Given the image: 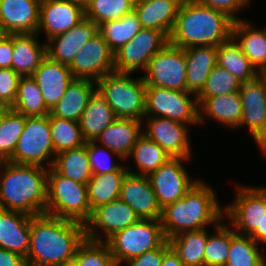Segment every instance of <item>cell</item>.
Instances as JSON below:
<instances>
[{
	"mask_svg": "<svg viewBox=\"0 0 266 266\" xmlns=\"http://www.w3.org/2000/svg\"><path fill=\"white\" fill-rule=\"evenodd\" d=\"M85 225L49 214L31 216L27 266H59L74 260Z\"/></svg>",
	"mask_w": 266,
	"mask_h": 266,
	"instance_id": "6da1fadb",
	"label": "cell"
},
{
	"mask_svg": "<svg viewBox=\"0 0 266 266\" xmlns=\"http://www.w3.org/2000/svg\"><path fill=\"white\" fill-rule=\"evenodd\" d=\"M221 206L216 189L199 180L184 197L162 208L160 222L165 238L168 240L184 231L216 227L224 219Z\"/></svg>",
	"mask_w": 266,
	"mask_h": 266,
	"instance_id": "7a4b0ae2",
	"label": "cell"
},
{
	"mask_svg": "<svg viewBox=\"0 0 266 266\" xmlns=\"http://www.w3.org/2000/svg\"><path fill=\"white\" fill-rule=\"evenodd\" d=\"M46 167L0 161V209L35 216L45 213Z\"/></svg>",
	"mask_w": 266,
	"mask_h": 266,
	"instance_id": "3957f363",
	"label": "cell"
},
{
	"mask_svg": "<svg viewBox=\"0 0 266 266\" xmlns=\"http://www.w3.org/2000/svg\"><path fill=\"white\" fill-rule=\"evenodd\" d=\"M233 24L234 20L221 11L196 0H183L169 43L183 49L192 46H219L232 37Z\"/></svg>",
	"mask_w": 266,
	"mask_h": 266,
	"instance_id": "277c9868",
	"label": "cell"
},
{
	"mask_svg": "<svg viewBox=\"0 0 266 266\" xmlns=\"http://www.w3.org/2000/svg\"><path fill=\"white\" fill-rule=\"evenodd\" d=\"M96 90L104 97L116 118L143 121L146 85L141 76L113 71L96 82Z\"/></svg>",
	"mask_w": 266,
	"mask_h": 266,
	"instance_id": "5b68a950",
	"label": "cell"
},
{
	"mask_svg": "<svg viewBox=\"0 0 266 266\" xmlns=\"http://www.w3.org/2000/svg\"><path fill=\"white\" fill-rule=\"evenodd\" d=\"M45 213L85 225L92 215L87 185L64 177L50 167Z\"/></svg>",
	"mask_w": 266,
	"mask_h": 266,
	"instance_id": "8992f818",
	"label": "cell"
},
{
	"mask_svg": "<svg viewBox=\"0 0 266 266\" xmlns=\"http://www.w3.org/2000/svg\"><path fill=\"white\" fill-rule=\"evenodd\" d=\"M235 198L224 206V220L237 234L250 236L263 244V221L266 214V186L235 185ZM262 243V244H261Z\"/></svg>",
	"mask_w": 266,
	"mask_h": 266,
	"instance_id": "52a82bcc",
	"label": "cell"
},
{
	"mask_svg": "<svg viewBox=\"0 0 266 266\" xmlns=\"http://www.w3.org/2000/svg\"><path fill=\"white\" fill-rule=\"evenodd\" d=\"M165 238L160 220L139 219L133 225L114 233L105 242L113 256L116 266L158 249Z\"/></svg>",
	"mask_w": 266,
	"mask_h": 266,
	"instance_id": "ba28073f",
	"label": "cell"
},
{
	"mask_svg": "<svg viewBox=\"0 0 266 266\" xmlns=\"http://www.w3.org/2000/svg\"><path fill=\"white\" fill-rule=\"evenodd\" d=\"M55 156L49 115L26 117L24 130L19 137L13 156L8 161L15 164L38 165L49 169Z\"/></svg>",
	"mask_w": 266,
	"mask_h": 266,
	"instance_id": "9c48e42d",
	"label": "cell"
},
{
	"mask_svg": "<svg viewBox=\"0 0 266 266\" xmlns=\"http://www.w3.org/2000/svg\"><path fill=\"white\" fill-rule=\"evenodd\" d=\"M145 116L164 117L186 125L198 126L197 96L187 91L146 86Z\"/></svg>",
	"mask_w": 266,
	"mask_h": 266,
	"instance_id": "30bf717a",
	"label": "cell"
},
{
	"mask_svg": "<svg viewBox=\"0 0 266 266\" xmlns=\"http://www.w3.org/2000/svg\"><path fill=\"white\" fill-rule=\"evenodd\" d=\"M142 79L146 86L186 91L184 49L167 43L150 59Z\"/></svg>",
	"mask_w": 266,
	"mask_h": 266,
	"instance_id": "8fae6325",
	"label": "cell"
},
{
	"mask_svg": "<svg viewBox=\"0 0 266 266\" xmlns=\"http://www.w3.org/2000/svg\"><path fill=\"white\" fill-rule=\"evenodd\" d=\"M243 115L238 128L247 127L254 142L266 156V77L242 82L239 90Z\"/></svg>",
	"mask_w": 266,
	"mask_h": 266,
	"instance_id": "7c38bea8",
	"label": "cell"
},
{
	"mask_svg": "<svg viewBox=\"0 0 266 266\" xmlns=\"http://www.w3.org/2000/svg\"><path fill=\"white\" fill-rule=\"evenodd\" d=\"M167 43L169 38L162 31L141 28L130 42L114 53V70L132 74L144 72L150 59Z\"/></svg>",
	"mask_w": 266,
	"mask_h": 266,
	"instance_id": "4fadbf2b",
	"label": "cell"
},
{
	"mask_svg": "<svg viewBox=\"0 0 266 266\" xmlns=\"http://www.w3.org/2000/svg\"><path fill=\"white\" fill-rule=\"evenodd\" d=\"M192 159L172 157L148 175L161 208L184 197L200 179H192L184 164Z\"/></svg>",
	"mask_w": 266,
	"mask_h": 266,
	"instance_id": "5bb4252c",
	"label": "cell"
},
{
	"mask_svg": "<svg viewBox=\"0 0 266 266\" xmlns=\"http://www.w3.org/2000/svg\"><path fill=\"white\" fill-rule=\"evenodd\" d=\"M142 122L143 134L162 147L171 157L193 159L190 125L152 116H144Z\"/></svg>",
	"mask_w": 266,
	"mask_h": 266,
	"instance_id": "9a60e30c",
	"label": "cell"
},
{
	"mask_svg": "<svg viewBox=\"0 0 266 266\" xmlns=\"http://www.w3.org/2000/svg\"><path fill=\"white\" fill-rule=\"evenodd\" d=\"M138 220L139 217L132 207L120 199L114 200L92 211L89 221L85 224L86 238L106 241L114 233L133 225Z\"/></svg>",
	"mask_w": 266,
	"mask_h": 266,
	"instance_id": "2e32d148",
	"label": "cell"
},
{
	"mask_svg": "<svg viewBox=\"0 0 266 266\" xmlns=\"http://www.w3.org/2000/svg\"><path fill=\"white\" fill-rule=\"evenodd\" d=\"M75 78L97 82L114 70V53L99 33L90 39L68 66Z\"/></svg>",
	"mask_w": 266,
	"mask_h": 266,
	"instance_id": "e0dca14e",
	"label": "cell"
},
{
	"mask_svg": "<svg viewBox=\"0 0 266 266\" xmlns=\"http://www.w3.org/2000/svg\"><path fill=\"white\" fill-rule=\"evenodd\" d=\"M85 18V10L71 0H41L37 34L45 40L73 28Z\"/></svg>",
	"mask_w": 266,
	"mask_h": 266,
	"instance_id": "ac0fdd59",
	"label": "cell"
},
{
	"mask_svg": "<svg viewBox=\"0 0 266 266\" xmlns=\"http://www.w3.org/2000/svg\"><path fill=\"white\" fill-rule=\"evenodd\" d=\"M99 33V25L85 17L73 28L46 41L47 56L69 66L78 51Z\"/></svg>",
	"mask_w": 266,
	"mask_h": 266,
	"instance_id": "d6986e66",
	"label": "cell"
},
{
	"mask_svg": "<svg viewBox=\"0 0 266 266\" xmlns=\"http://www.w3.org/2000/svg\"><path fill=\"white\" fill-rule=\"evenodd\" d=\"M119 199L132 207L139 219L160 220L162 208L148 176L127 173L121 184Z\"/></svg>",
	"mask_w": 266,
	"mask_h": 266,
	"instance_id": "ffe728a7",
	"label": "cell"
},
{
	"mask_svg": "<svg viewBox=\"0 0 266 266\" xmlns=\"http://www.w3.org/2000/svg\"><path fill=\"white\" fill-rule=\"evenodd\" d=\"M41 0H0L3 34L37 33Z\"/></svg>",
	"mask_w": 266,
	"mask_h": 266,
	"instance_id": "44dd1931",
	"label": "cell"
},
{
	"mask_svg": "<svg viewBox=\"0 0 266 266\" xmlns=\"http://www.w3.org/2000/svg\"><path fill=\"white\" fill-rule=\"evenodd\" d=\"M43 94L46 106L51 110L63 97L75 78L67 65L46 56L31 75Z\"/></svg>",
	"mask_w": 266,
	"mask_h": 266,
	"instance_id": "7402d4cb",
	"label": "cell"
},
{
	"mask_svg": "<svg viewBox=\"0 0 266 266\" xmlns=\"http://www.w3.org/2000/svg\"><path fill=\"white\" fill-rule=\"evenodd\" d=\"M198 106L200 126L205 125L207 120H214L225 128L230 127L235 130L241 124L243 108L239 91L206 97Z\"/></svg>",
	"mask_w": 266,
	"mask_h": 266,
	"instance_id": "603a6c76",
	"label": "cell"
},
{
	"mask_svg": "<svg viewBox=\"0 0 266 266\" xmlns=\"http://www.w3.org/2000/svg\"><path fill=\"white\" fill-rule=\"evenodd\" d=\"M31 215L0 209V248L26 259L30 245Z\"/></svg>",
	"mask_w": 266,
	"mask_h": 266,
	"instance_id": "cb8c5ba5",
	"label": "cell"
},
{
	"mask_svg": "<svg viewBox=\"0 0 266 266\" xmlns=\"http://www.w3.org/2000/svg\"><path fill=\"white\" fill-rule=\"evenodd\" d=\"M183 0H136L134 10L142 28L162 31L168 38Z\"/></svg>",
	"mask_w": 266,
	"mask_h": 266,
	"instance_id": "d4e9b609",
	"label": "cell"
},
{
	"mask_svg": "<svg viewBox=\"0 0 266 266\" xmlns=\"http://www.w3.org/2000/svg\"><path fill=\"white\" fill-rule=\"evenodd\" d=\"M143 134V122L135 119L116 118L95 140L101 146L120 155L124 160Z\"/></svg>",
	"mask_w": 266,
	"mask_h": 266,
	"instance_id": "484cf974",
	"label": "cell"
},
{
	"mask_svg": "<svg viewBox=\"0 0 266 266\" xmlns=\"http://www.w3.org/2000/svg\"><path fill=\"white\" fill-rule=\"evenodd\" d=\"M218 46H192L184 49L186 59V91L198 95L211 70L217 65Z\"/></svg>",
	"mask_w": 266,
	"mask_h": 266,
	"instance_id": "4316f807",
	"label": "cell"
},
{
	"mask_svg": "<svg viewBox=\"0 0 266 266\" xmlns=\"http://www.w3.org/2000/svg\"><path fill=\"white\" fill-rule=\"evenodd\" d=\"M37 33L13 34L11 69L21 76H31L47 56L46 41L39 42Z\"/></svg>",
	"mask_w": 266,
	"mask_h": 266,
	"instance_id": "83f0119b",
	"label": "cell"
},
{
	"mask_svg": "<svg viewBox=\"0 0 266 266\" xmlns=\"http://www.w3.org/2000/svg\"><path fill=\"white\" fill-rule=\"evenodd\" d=\"M260 28L246 19L234 21L232 27V37L259 73L266 67V25Z\"/></svg>",
	"mask_w": 266,
	"mask_h": 266,
	"instance_id": "f1b7e54d",
	"label": "cell"
},
{
	"mask_svg": "<svg viewBox=\"0 0 266 266\" xmlns=\"http://www.w3.org/2000/svg\"><path fill=\"white\" fill-rule=\"evenodd\" d=\"M96 90V82L88 79L74 78L63 97L50 110L55 117L78 121L91 95Z\"/></svg>",
	"mask_w": 266,
	"mask_h": 266,
	"instance_id": "f546056e",
	"label": "cell"
},
{
	"mask_svg": "<svg viewBox=\"0 0 266 266\" xmlns=\"http://www.w3.org/2000/svg\"><path fill=\"white\" fill-rule=\"evenodd\" d=\"M116 119L104 97L95 90L79 120L84 140L95 141L97 137Z\"/></svg>",
	"mask_w": 266,
	"mask_h": 266,
	"instance_id": "4dcf8cb0",
	"label": "cell"
},
{
	"mask_svg": "<svg viewBox=\"0 0 266 266\" xmlns=\"http://www.w3.org/2000/svg\"><path fill=\"white\" fill-rule=\"evenodd\" d=\"M132 157L136 168L131 169L129 163L126 165L128 173L135 175L148 176L151 172L156 171L162 164L172 158L162 147L142 134L133 149L125 160L126 162Z\"/></svg>",
	"mask_w": 266,
	"mask_h": 266,
	"instance_id": "1f68e13d",
	"label": "cell"
},
{
	"mask_svg": "<svg viewBox=\"0 0 266 266\" xmlns=\"http://www.w3.org/2000/svg\"><path fill=\"white\" fill-rule=\"evenodd\" d=\"M208 231L207 228L184 231L168 239L170 247L184 266H204Z\"/></svg>",
	"mask_w": 266,
	"mask_h": 266,
	"instance_id": "d6a6232c",
	"label": "cell"
},
{
	"mask_svg": "<svg viewBox=\"0 0 266 266\" xmlns=\"http://www.w3.org/2000/svg\"><path fill=\"white\" fill-rule=\"evenodd\" d=\"M51 167L64 177L87 185L93 175L87 154V142L82 147L57 153Z\"/></svg>",
	"mask_w": 266,
	"mask_h": 266,
	"instance_id": "836d02e7",
	"label": "cell"
},
{
	"mask_svg": "<svg viewBox=\"0 0 266 266\" xmlns=\"http://www.w3.org/2000/svg\"><path fill=\"white\" fill-rule=\"evenodd\" d=\"M217 59V64L241 83L251 81L260 74L233 37L218 46Z\"/></svg>",
	"mask_w": 266,
	"mask_h": 266,
	"instance_id": "e575fe53",
	"label": "cell"
},
{
	"mask_svg": "<svg viewBox=\"0 0 266 266\" xmlns=\"http://www.w3.org/2000/svg\"><path fill=\"white\" fill-rule=\"evenodd\" d=\"M124 165L113 172L92 175L87 183L88 199L92 211L100 205L119 199L122 181L128 173Z\"/></svg>",
	"mask_w": 266,
	"mask_h": 266,
	"instance_id": "d590c367",
	"label": "cell"
},
{
	"mask_svg": "<svg viewBox=\"0 0 266 266\" xmlns=\"http://www.w3.org/2000/svg\"><path fill=\"white\" fill-rule=\"evenodd\" d=\"M142 28L135 10L126 13L120 19L106 21L99 25V32L109 46V49L115 53L122 46L132 40V38Z\"/></svg>",
	"mask_w": 266,
	"mask_h": 266,
	"instance_id": "8d00e7d4",
	"label": "cell"
},
{
	"mask_svg": "<svg viewBox=\"0 0 266 266\" xmlns=\"http://www.w3.org/2000/svg\"><path fill=\"white\" fill-rule=\"evenodd\" d=\"M11 109L26 117L50 114V109L44 102L43 94L32 76L20 78L16 99Z\"/></svg>",
	"mask_w": 266,
	"mask_h": 266,
	"instance_id": "74e56055",
	"label": "cell"
},
{
	"mask_svg": "<svg viewBox=\"0 0 266 266\" xmlns=\"http://www.w3.org/2000/svg\"><path fill=\"white\" fill-rule=\"evenodd\" d=\"M258 246L250 236L237 234L231 227L229 256L225 266H266V253Z\"/></svg>",
	"mask_w": 266,
	"mask_h": 266,
	"instance_id": "f35d334b",
	"label": "cell"
},
{
	"mask_svg": "<svg viewBox=\"0 0 266 266\" xmlns=\"http://www.w3.org/2000/svg\"><path fill=\"white\" fill-rule=\"evenodd\" d=\"M52 144L55 154L85 145L78 121L59 118L49 114Z\"/></svg>",
	"mask_w": 266,
	"mask_h": 266,
	"instance_id": "ab89813d",
	"label": "cell"
},
{
	"mask_svg": "<svg viewBox=\"0 0 266 266\" xmlns=\"http://www.w3.org/2000/svg\"><path fill=\"white\" fill-rule=\"evenodd\" d=\"M224 222L223 219L215 228H212L215 232L208 234L204 266H225L226 264L231 243V226Z\"/></svg>",
	"mask_w": 266,
	"mask_h": 266,
	"instance_id": "60d3db41",
	"label": "cell"
},
{
	"mask_svg": "<svg viewBox=\"0 0 266 266\" xmlns=\"http://www.w3.org/2000/svg\"><path fill=\"white\" fill-rule=\"evenodd\" d=\"M136 0H92L85 9V17L98 25L120 19L134 10Z\"/></svg>",
	"mask_w": 266,
	"mask_h": 266,
	"instance_id": "b9f144b4",
	"label": "cell"
},
{
	"mask_svg": "<svg viewBox=\"0 0 266 266\" xmlns=\"http://www.w3.org/2000/svg\"><path fill=\"white\" fill-rule=\"evenodd\" d=\"M26 116L10 110L0 125V161H8L24 130Z\"/></svg>",
	"mask_w": 266,
	"mask_h": 266,
	"instance_id": "7bdbcfd3",
	"label": "cell"
},
{
	"mask_svg": "<svg viewBox=\"0 0 266 266\" xmlns=\"http://www.w3.org/2000/svg\"><path fill=\"white\" fill-rule=\"evenodd\" d=\"M73 261L77 266H116L105 241L87 238L77 248Z\"/></svg>",
	"mask_w": 266,
	"mask_h": 266,
	"instance_id": "ee69618b",
	"label": "cell"
},
{
	"mask_svg": "<svg viewBox=\"0 0 266 266\" xmlns=\"http://www.w3.org/2000/svg\"><path fill=\"white\" fill-rule=\"evenodd\" d=\"M241 82L218 64L211 70L202 91L197 95L198 104L206 97L238 92Z\"/></svg>",
	"mask_w": 266,
	"mask_h": 266,
	"instance_id": "f6af8a7d",
	"label": "cell"
},
{
	"mask_svg": "<svg viewBox=\"0 0 266 266\" xmlns=\"http://www.w3.org/2000/svg\"><path fill=\"white\" fill-rule=\"evenodd\" d=\"M87 154L93 175L105 174L116 171L124 164V159L117 153L99 145L95 141H87ZM119 162L113 160V156ZM121 161L123 163H121ZM117 162V163H116Z\"/></svg>",
	"mask_w": 266,
	"mask_h": 266,
	"instance_id": "bcb514c9",
	"label": "cell"
},
{
	"mask_svg": "<svg viewBox=\"0 0 266 266\" xmlns=\"http://www.w3.org/2000/svg\"><path fill=\"white\" fill-rule=\"evenodd\" d=\"M21 77L11 68H0V104L13 106Z\"/></svg>",
	"mask_w": 266,
	"mask_h": 266,
	"instance_id": "7dc6e473",
	"label": "cell"
},
{
	"mask_svg": "<svg viewBox=\"0 0 266 266\" xmlns=\"http://www.w3.org/2000/svg\"><path fill=\"white\" fill-rule=\"evenodd\" d=\"M202 5H205L207 7L216 9L218 11H221L225 14H227L229 17H231L234 21H238L239 16L236 15L241 11L242 9H246L251 2V0H196Z\"/></svg>",
	"mask_w": 266,
	"mask_h": 266,
	"instance_id": "c3c4849f",
	"label": "cell"
},
{
	"mask_svg": "<svg viewBox=\"0 0 266 266\" xmlns=\"http://www.w3.org/2000/svg\"><path fill=\"white\" fill-rule=\"evenodd\" d=\"M170 248L169 241L166 240L158 249L145 252L126 262L124 266H160L163 254Z\"/></svg>",
	"mask_w": 266,
	"mask_h": 266,
	"instance_id": "681fc988",
	"label": "cell"
},
{
	"mask_svg": "<svg viewBox=\"0 0 266 266\" xmlns=\"http://www.w3.org/2000/svg\"><path fill=\"white\" fill-rule=\"evenodd\" d=\"M13 58V34H2L0 37V68H11Z\"/></svg>",
	"mask_w": 266,
	"mask_h": 266,
	"instance_id": "f907efd6",
	"label": "cell"
},
{
	"mask_svg": "<svg viewBox=\"0 0 266 266\" xmlns=\"http://www.w3.org/2000/svg\"><path fill=\"white\" fill-rule=\"evenodd\" d=\"M0 266H27L24 257L0 248Z\"/></svg>",
	"mask_w": 266,
	"mask_h": 266,
	"instance_id": "816d5d0a",
	"label": "cell"
},
{
	"mask_svg": "<svg viewBox=\"0 0 266 266\" xmlns=\"http://www.w3.org/2000/svg\"><path fill=\"white\" fill-rule=\"evenodd\" d=\"M160 266H184L178 255L170 247L164 254Z\"/></svg>",
	"mask_w": 266,
	"mask_h": 266,
	"instance_id": "f5cc1de1",
	"label": "cell"
},
{
	"mask_svg": "<svg viewBox=\"0 0 266 266\" xmlns=\"http://www.w3.org/2000/svg\"><path fill=\"white\" fill-rule=\"evenodd\" d=\"M11 110L9 106L0 104V125L2 121L4 120L6 114Z\"/></svg>",
	"mask_w": 266,
	"mask_h": 266,
	"instance_id": "db71d44e",
	"label": "cell"
},
{
	"mask_svg": "<svg viewBox=\"0 0 266 266\" xmlns=\"http://www.w3.org/2000/svg\"><path fill=\"white\" fill-rule=\"evenodd\" d=\"M71 1L74 4L81 6L85 10L92 0H71Z\"/></svg>",
	"mask_w": 266,
	"mask_h": 266,
	"instance_id": "11a10c76",
	"label": "cell"
},
{
	"mask_svg": "<svg viewBox=\"0 0 266 266\" xmlns=\"http://www.w3.org/2000/svg\"><path fill=\"white\" fill-rule=\"evenodd\" d=\"M266 214L264 216V221H263V245H262V249L266 251Z\"/></svg>",
	"mask_w": 266,
	"mask_h": 266,
	"instance_id": "9f6ffc18",
	"label": "cell"
},
{
	"mask_svg": "<svg viewBox=\"0 0 266 266\" xmlns=\"http://www.w3.org/2000/svg\"><path fill=\"white\" fill-rule=\"evenodd\" d=\"M59 266H77V265L75 264L74 261H72V262H69V263L61 264V265H59Z\"/></svg>",
	"mask_w": 266,
	"mask_h": 266,
	"instance_id": "6f0895ef",
	"label": "cell"
},
{
	"mask_svg": "<svg viewBox=\"0 0 266 266\" xmlns=\"http://www.w3.org/2000/svg\"><path fill=\"white\" fill-rule=\"evenodd\" d=\"M260 74L264 77H266V67L260 72Z\"/></svg>",
	"mask_w": 266,
	"mask_h": 266,
	"instance_id": "680465c9",
	"label": "cell"
}]
</instances>
